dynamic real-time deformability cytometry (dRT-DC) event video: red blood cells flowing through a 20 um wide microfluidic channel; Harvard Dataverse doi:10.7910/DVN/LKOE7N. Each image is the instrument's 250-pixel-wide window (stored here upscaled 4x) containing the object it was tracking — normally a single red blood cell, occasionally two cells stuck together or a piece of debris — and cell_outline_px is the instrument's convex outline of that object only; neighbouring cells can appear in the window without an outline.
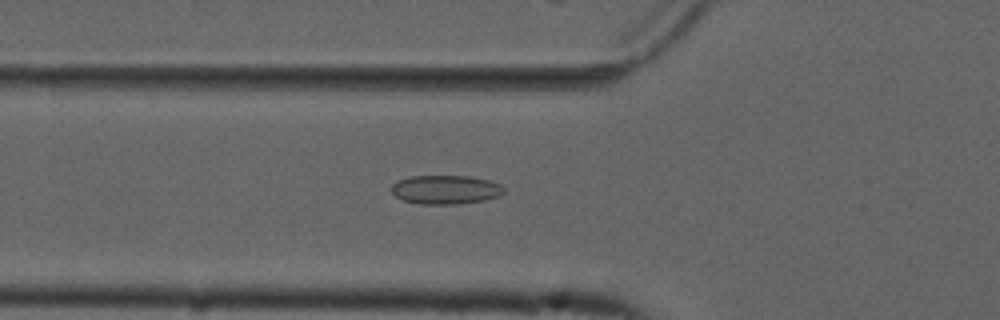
{"species": "common noctule bat (a hibernating species)", "species_latin": "Nyctalus noctula", "temperature_condition": "cold", "stored_images_in_passage": 46, "camera_frame_rate_fps": 3000, "um_per_image_px": 0.085, "animal": {"sex": "male", "forearm_length_mm": 52.5}, "frame": {"image": 1, "passage_image": 11, "time_ms": 3.333, "image_size_px": [1000, 320], "cell_outline_px": [[504, 192], [500, 196], [484, 200], [460, 204], [420, 204], [404, 200], [396, 196], [392, 192], [392, 184], [400, 180], [412, 176], [468, 176], [488, 180], [500, 184], [504, 188]], "centroid_in_image_um": [37.9, 16.12], "position_along_channel_um": 87.9, "area_um2": 18.84}}
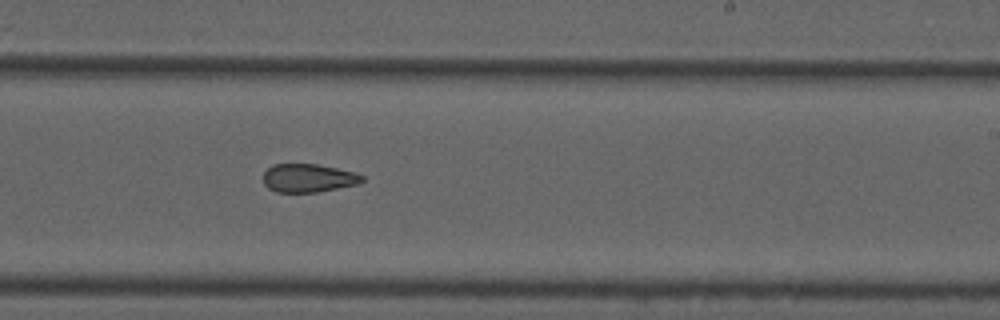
{"frame": {"image": 2, "passage_image": 25, "time_ms": 8.0, "image_size_px": [1000, 320], "cell_outline_px": [[364, 180], [356, 184], [316, 192], [276, 192], [268, 188], [264, 184], [264, 172], [272, 164], [316, 164], [336, 168], [352, 172], [364, 176]], "centroid_in_image_um": [26.16, 15.13], "position_along_channel_um": 262.8, "area_um2": 16.13}}
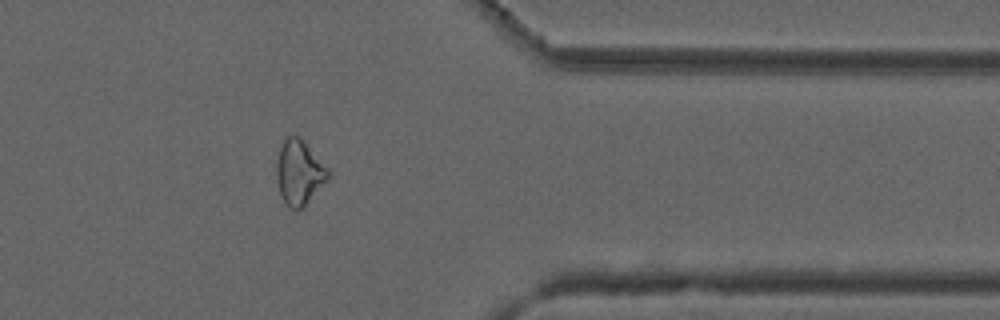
{"frame": {"image": 3, "passage_image": 36, "time_ms": 11.667, "image_size_px": [1000, 320], "cell_outline_px": [[332, 176], [296, 212], [288, 208], [280, 192], [276, 180], [276, 164], [280, 148], [284, 140], [288, 136], [296, 136], [328, 168]], "centroid_in_image_um": [25.42, 14.71], "position_along_channel_um": 386.0, "area_um2": 18.9}, "authors_computed_cell_mechanics": {"area_um2": 18.5538, "velocity_mm_per_s": 3.7403, "shape_relaxation_time_tau1_ms": null, "shape_relaxation_time_tau2_ms": 3.5045, "deformation_change_tau1": null, "deformation_change_tau2": 0.1099}}